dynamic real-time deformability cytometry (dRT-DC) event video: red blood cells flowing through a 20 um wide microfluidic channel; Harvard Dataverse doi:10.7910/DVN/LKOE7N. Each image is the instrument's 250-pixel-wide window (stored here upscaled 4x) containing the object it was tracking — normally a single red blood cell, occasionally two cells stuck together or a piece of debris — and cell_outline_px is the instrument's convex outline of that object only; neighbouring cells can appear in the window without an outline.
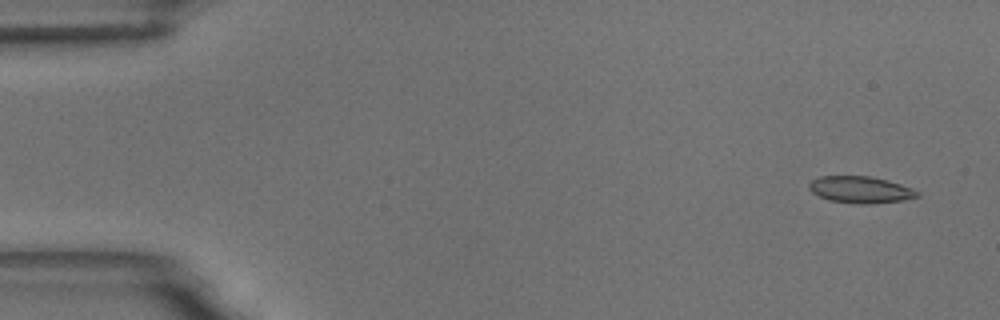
{"species": "common noctule bat (a hibernating species)", "species_latin": "Nyctalus noctula", "temperature_condition": "room temperature", "stored_images_in_passage": 10, "camera_frame_rate_fps": 3000, "um_per_image_px": 0.085, "animal": {"sex": "male", "body_mass_g": 18.8}, "frame": {"image": 1, "passage_image": 1, "time_ms": 0.0, "image_size_px": [1000, 320], "cell_outline_px": [[920, 196], [904, 200], [872, 204], [860, 204], [828, 200], [812, 192], [808, 188], [808, 184], [812, 180], [820, 176], [868, 176], [888, 180], [912, 188], [920, 192]], "centroid_in_image_um": [73.15, 16.13], "position_along_channel_um": 11.8, "area_um2": 16.94}}